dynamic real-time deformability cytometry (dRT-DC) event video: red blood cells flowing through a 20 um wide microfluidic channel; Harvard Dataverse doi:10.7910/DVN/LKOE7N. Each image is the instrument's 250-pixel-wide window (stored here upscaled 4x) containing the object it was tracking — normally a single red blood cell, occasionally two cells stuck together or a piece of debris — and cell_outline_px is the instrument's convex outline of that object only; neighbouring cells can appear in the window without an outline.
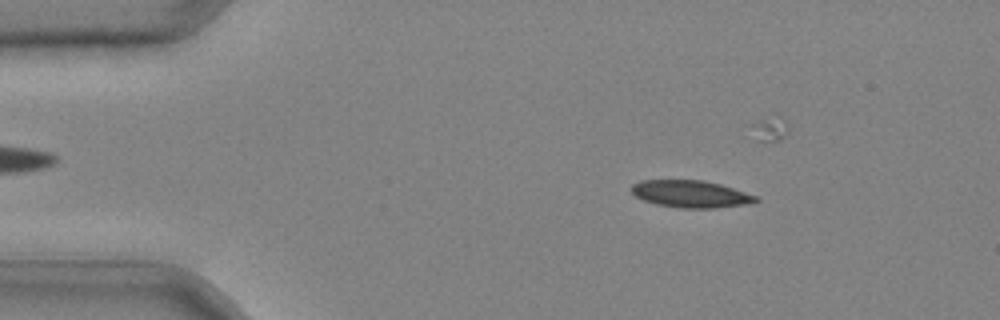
{"species": "common noctule bat (a hibernating species)", "species_latin": "Nyctalus noctula", "temperature_condition": "cold", "stored_images_in_passage": 33, "camera_frame_rate_fps": 3000, "um_per_image_px": 0.085, "animal": {"sex": "male", "body_mass_g": 20.4}, "frame": {"image": 1, "passage_image": 6, "time_ms": 1.667, "image_size_px": [1000, 320], "cell_outline_px": [[760, 200], [748, 204], [716, 208], [680, 208], [656, 204], [644, 200], [636, 196], [632, 192], [632, 184], [640, 180], [704, 180], [720, 184], [756, 196]], "centroid_in_image_um": [58.71, 16.49], "position_along_channel_um": 26.3, "area_um2": 19.59}}
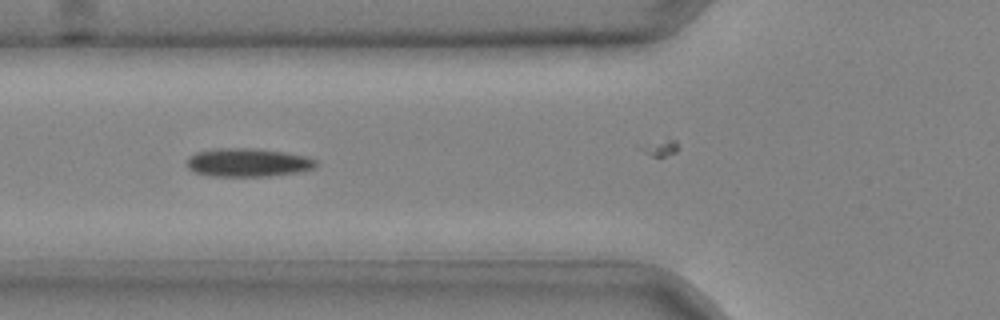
{"frame": {"image": 2, "passage_image": 15, "time_ms": 4.667, "image_size_px": [1000, 320], "cell_outline_px": [[316, 164], [312, 168], [296, 172], [264, 176], [212, 176], [196, 172], [188, 168], [188, 156], [196, 152], [212, 148], [256, 148], [284, 152], [308, 156], [316, 160]], "centroid_in_image_um": [21.04, 13.79], "position_along_channel_um": 104.8, "area_um2": 21.27}}
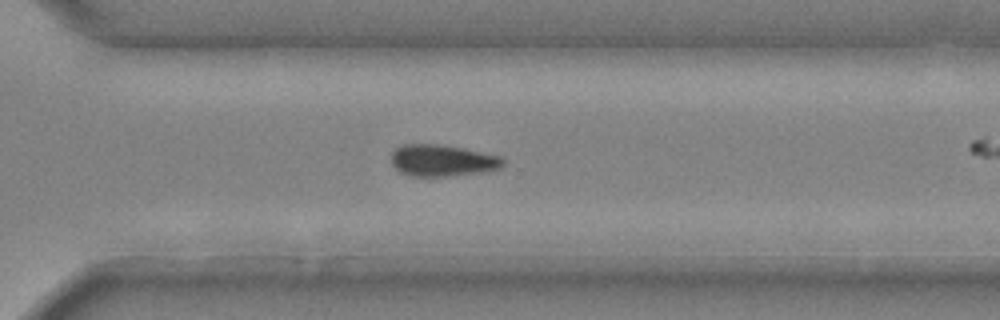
{"frame": {"image": 3, "passage_image": 30, "time_ms": 9.667, "image_size_px": [1000, 320], "cell_outline_px": [[504, 164], [500, 168], [480, 172], [448, 176], [412, 176], [400, 172], [392, 164], [392, 152], [396, 148], [404, 144], [440, 144], [464, 148], [500, 156], [504, 160]], "centroid_in_image_um": [37.59, 13.63], "position_along_channel_um": 333.0, "area_um2": 20.52}}